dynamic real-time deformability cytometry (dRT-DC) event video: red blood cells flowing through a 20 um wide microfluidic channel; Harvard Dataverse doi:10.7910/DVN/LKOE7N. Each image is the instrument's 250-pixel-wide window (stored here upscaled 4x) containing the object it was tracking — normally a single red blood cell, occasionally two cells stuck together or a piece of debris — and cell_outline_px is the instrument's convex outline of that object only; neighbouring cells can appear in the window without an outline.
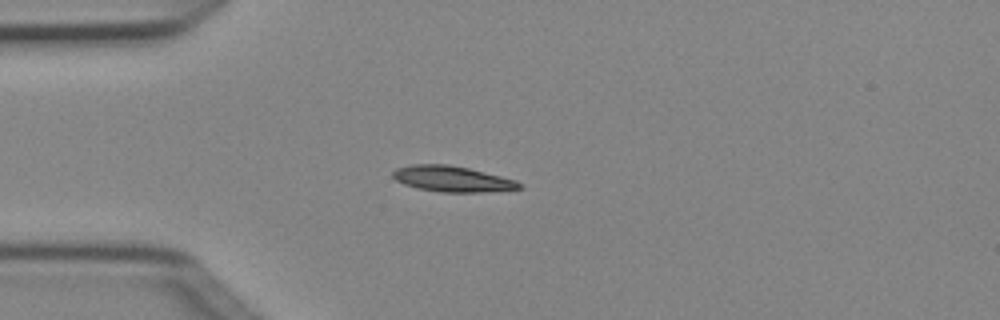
{"species": "Egyptian fruit bat (a non-hibernating species)", "species_latin": "Rousettus aegyptiacus", "temperature_condition": "cold", "stored_images_in_passage": 3, "camera_frame_rate_fps": 3000, "um_per_image_px": 0.085, "animal": {"sex": "female"}, "frame": {"image": 1, "passage_image": 3, "time_ms": 0.667, "image_size_px": [1000, 320], "cell_outline_px": [[524, 188], [480, 192], [440, 192], [420, 188], [404, 184], [396, 180], [392, 176], [392, 172], [396, 168], [412, 164], [448, 164], [468, 168], [516, 180], [524, 184]], "centroid_in_image_um": [38.45, 15.2], "position_along_channel_um": 46.6, "area_um2": 18.9}}